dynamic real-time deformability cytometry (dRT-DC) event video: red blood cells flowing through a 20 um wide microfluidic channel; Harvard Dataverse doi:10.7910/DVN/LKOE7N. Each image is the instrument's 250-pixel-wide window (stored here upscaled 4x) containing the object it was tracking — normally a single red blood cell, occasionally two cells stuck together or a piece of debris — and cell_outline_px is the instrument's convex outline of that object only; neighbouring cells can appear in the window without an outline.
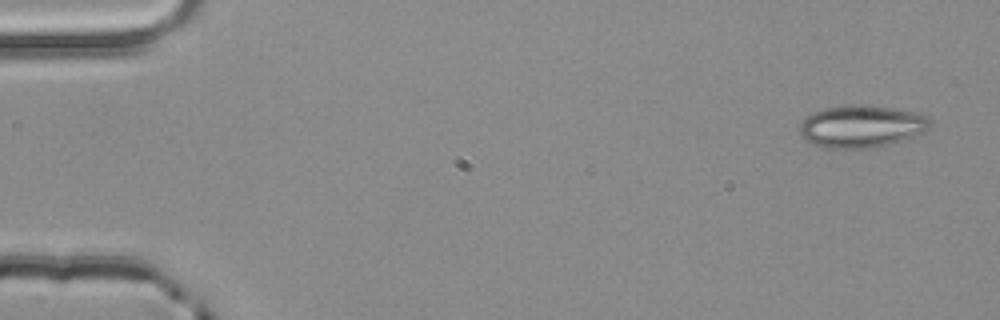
{"species": "common noctule bat (a hibernating species)", "species_latin": "Nyctalus noctula", "temperature_condition": "room temperature", "stored_images_in_passage": 4, "camera_frame_rate_fps": 3000, "um_per_image_px": 0.085, "animal": {"sex": "male", "body_mass_g": 20.4}, "frame": {"image": 1, "passage_image": 1, "time_ms": 0.0, "image_size_px": [1000, 320], "cell_outline_px": [[932, 124], [924, 132], [904, 140], [888, 144], [868, 148], [824, 148], [812, 144], [804, 140], [800, 136], [800, 124], [812, 112], [824, 108], [864, 104], [892, 108], [916, 112], [928, 116], [932, 120]], "centroid_in_image_um": [73.24, 10.74], "position_along_channel_um": 11.8, "area_um2": 32.25}}